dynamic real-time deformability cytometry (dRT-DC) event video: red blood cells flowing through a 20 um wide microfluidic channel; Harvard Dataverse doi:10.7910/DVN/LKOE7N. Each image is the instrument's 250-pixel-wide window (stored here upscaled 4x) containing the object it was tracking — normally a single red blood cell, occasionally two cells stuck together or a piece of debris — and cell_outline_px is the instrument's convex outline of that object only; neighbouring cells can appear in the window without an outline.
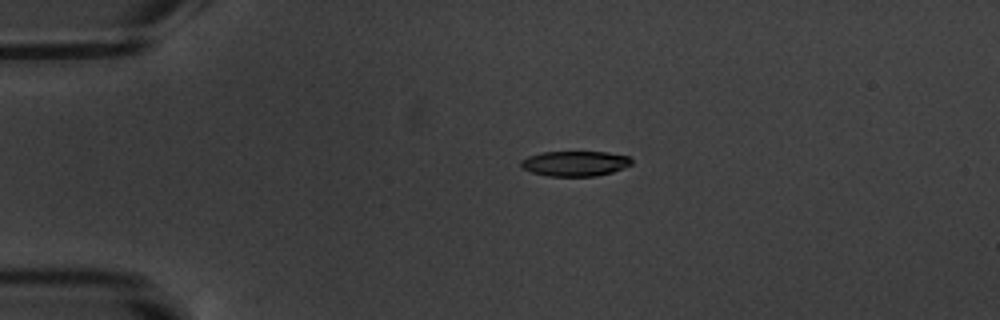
{"species": "common noctule bat (a hibernating species)", "species_latin": "Nyctalus noctula", "temperature_condition": "warm", "stored_images_in_passage": 6, "camera_frame_rate_fps": 3000, "um_per_image_px": 0.085, "animal": {"sex": "male", "body_mass_g": 20.1, "forearm_length_mm": 53.5}, "frame": {"image": 1, "passage_image": 4, "time_ms": 4.333, "image_size_px": [1000, 320], "cell_outline_px": [[632, 164], [612, 172], [596, 176], [548, 176], [532, 172], [524, 168], [520, 164], [520, 160], [528, 156], [540, 152], [608, 152], [628, 156], [632, 160]], "centroid_in_image_um": [48.87, 13.89], "position_along_channel_um": 36.1, "area_um2": 16.18}}
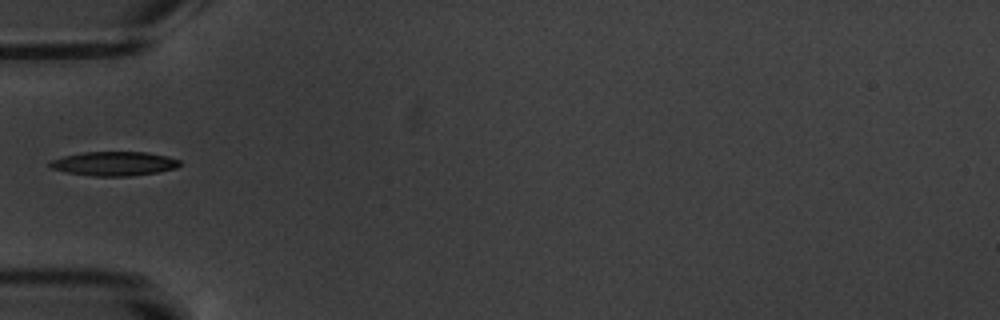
{"frame": {"image": 2, "passage_image": 6, "time_ms": 6.667, "image_size_px": [1000, 320], "cell_outline_px": [[180, 164], [176, 168], [156, 172], [128, 176], [92, 176], [64, 172], [52, 168], [48, 164], [52, 160], [64, 156], [84, 152], [148, 152], [168, 156], [180, 160]], "centroid_in_image_um": [9.7, 13.9], "position_along_channel_um": 75.3, "area_um2": 18.21}}